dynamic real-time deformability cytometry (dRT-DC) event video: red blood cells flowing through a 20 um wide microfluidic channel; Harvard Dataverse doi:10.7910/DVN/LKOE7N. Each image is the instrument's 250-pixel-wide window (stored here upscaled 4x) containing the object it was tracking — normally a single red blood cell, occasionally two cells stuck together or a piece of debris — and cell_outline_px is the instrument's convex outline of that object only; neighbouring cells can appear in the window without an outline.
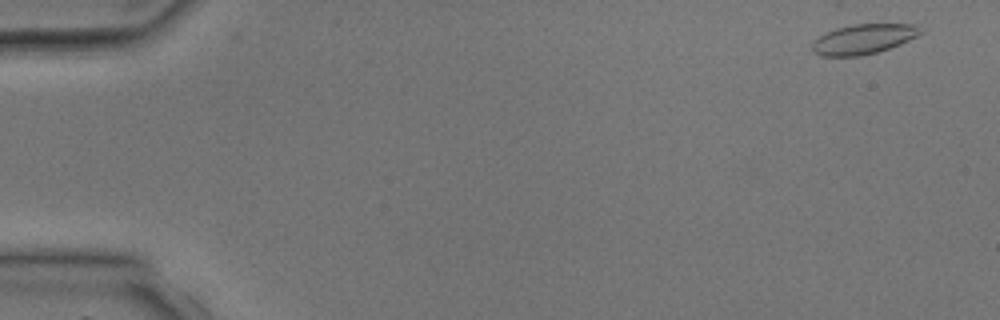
{"species": "common noctule bat (a hibernating species)", "species_latin": "Nyctalus noctula", "temperature_condition": "room temperature", "stored_images_in_passage": 3, "camera_frame_rate_fps": 3000, "um_per_image_px": 0.085, "animal": {"sex": "male", "body_mass_g": 17.9, "forearm_length_mm": 54.2}, "frame": {"image": 1, "passage_image": 1, "time_ms": 0.0, "image_size_px": [1000, 320], "cell_outline_px": [[924, 32], [900, 44], [876, 52], [860, 56], [820, 56], [812, 52], [812, 40], [836, 28], [852, 24], [912, 24], [924, 28]], "centroid_in_image_um": [73.38, 3.32], "position_along_channel_um": 11.6, "area_um2": 18.9}}